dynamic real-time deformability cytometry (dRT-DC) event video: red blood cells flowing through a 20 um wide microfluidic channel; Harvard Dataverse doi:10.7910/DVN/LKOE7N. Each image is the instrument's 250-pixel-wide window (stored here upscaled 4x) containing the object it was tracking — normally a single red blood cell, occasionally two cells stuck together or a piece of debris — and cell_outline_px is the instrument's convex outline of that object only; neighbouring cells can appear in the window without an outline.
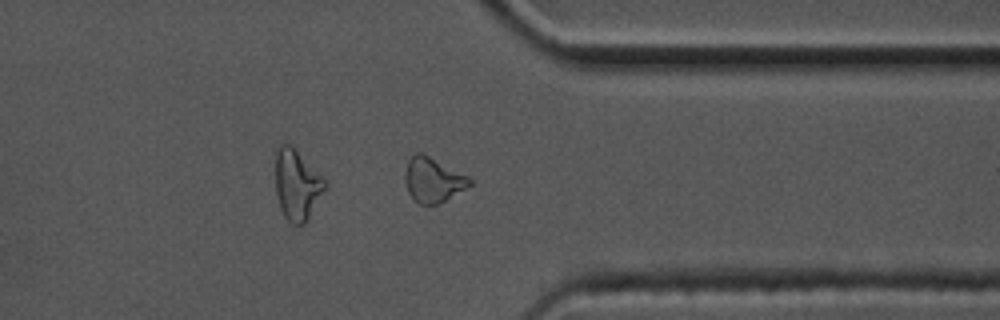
{"species": "common noctule bat (a hibernating species)", "species_latin": "Nyctalus noctula", "temperature_condition": "cold", "stored_images_in_passage": 34, "camera_frame_rate_fps": 3000, "um_per_image_px": 0.085, "animal": {"sex": "male", "body_mass_g": 17.5, "forearm_length_mm": 52.3}, "frame": {"image": 1, "passage_image": 29, "time_ms": 9.333, "image_size_px": [1000, 320], "cell_outline_px": [[472, 184], [444, 200], [436, 204], [424, 208], [412, 200], [408, 192], [404, 180], [404, 176], [408, 160], [416, 152], [420, 152], [468, 176], [472, 180]], "centroid_in_image_um": [36.75, 15.33], "position_along_channel_um": 374.7, "area_um2": 16.82}}